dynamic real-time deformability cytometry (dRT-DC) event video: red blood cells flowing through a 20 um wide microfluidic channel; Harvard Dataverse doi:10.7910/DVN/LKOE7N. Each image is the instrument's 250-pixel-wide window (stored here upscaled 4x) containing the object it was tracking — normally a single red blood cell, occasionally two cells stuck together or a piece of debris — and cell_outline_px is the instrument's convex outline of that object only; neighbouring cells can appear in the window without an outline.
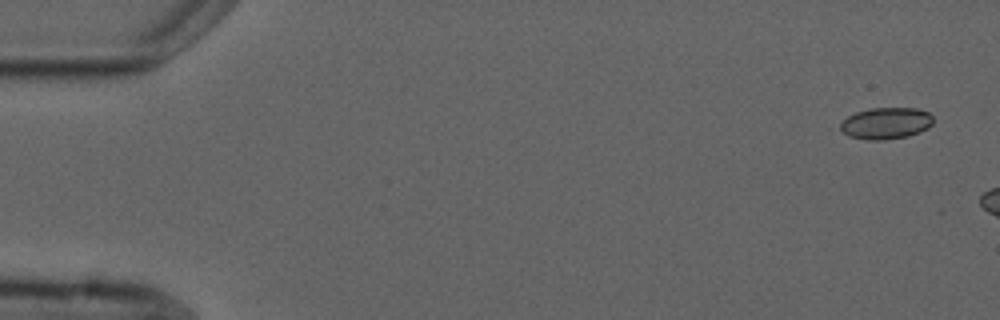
{"species": "common noctule bat (a hibernating species)", "species_latin": "Nyctalus noctula", "temperature_condition": "cold", "stored_images_in_passage": 3, "camera_frame_rate_fps": 3000, "um_per_image_px": 0.085, "animal": {"sex": "male", "forearm_length_mm": 52.5}, "frame": {"image": 1, "passage_image": 1, "time_ms": 0.0, "image_size_px": [1000, 320], "cell_outline_px": [[932, 124], [928, 128], [920, 132], [908, 136], [884, 140], [868, 140], [848, 136], [840, 128], [840, 124], [848, 116], [856, 112], [868, 108], [916, 108], [928, 112], [932, 116]], "centroid_in_image_um": [75.31, 10.48], "position_along_channel_um": 9.7, "area_um2": 17.11}}